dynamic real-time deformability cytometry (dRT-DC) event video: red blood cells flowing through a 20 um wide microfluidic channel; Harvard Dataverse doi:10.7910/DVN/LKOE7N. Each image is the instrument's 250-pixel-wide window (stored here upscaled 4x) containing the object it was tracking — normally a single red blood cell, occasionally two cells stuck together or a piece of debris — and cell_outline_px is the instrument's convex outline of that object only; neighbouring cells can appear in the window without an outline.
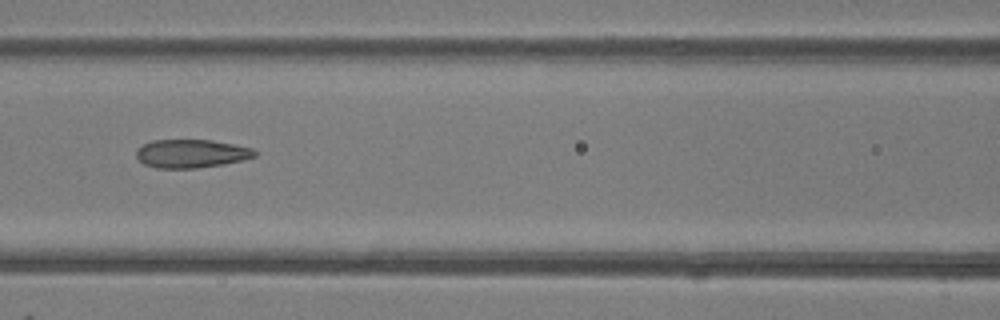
{"species": "common noctule bat (a hibernating species)", "species_latin": "Nyctalus noctula", "temperature_condition": "room temperature", "stored_images_in_passage": 34, "camera_frame_rate_fps": 3000, "um_per_image_px": 0.085, "animal": {"sex": "female"}, "frame": {"image": 1, "passage_image": 7, "time_ms": 2.0, "image_size_px": [1000, 320], "cell_outline_px": [[256, 156], [224, 164], [196, 168], [156, 168], [144, 164], [136, 156], [136, 148], [152, 140], [212, 140], [252, 148], [256, 152]], "centroid_in_image_um": [16.22, 13.05], "position_along_channel_um": 150.4, "area_um2": 19.48}}
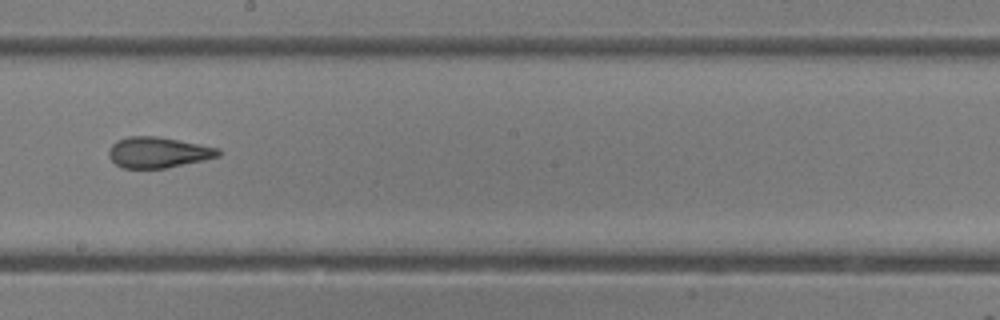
{"frame": {"image": 2, "passage_image": 13, "time_ms": 4.0, "image_size_px": [1000, 320], "cell_outline_px": [[220, 156], [168, 168], [120, 168], [108, 156], [108, 148], [116, 140], [128, 136], [156, 136], [220, 148]], "centroid_in_image_um": [13.4, 12.95], "position_along_channel_um": 234.8, "area_um2": 19.71}}
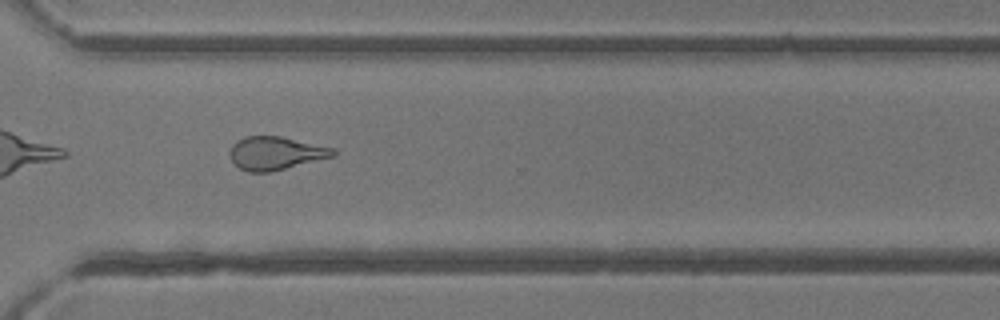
{"frame": {"image": 3, "passage_image": 21, "time_ms": 6.667, "image_size_px": [1000, 320], "cell_outline_px": [[336, 156], [268, 172], [248, 172], [240, 168], [232, 160], [232, 144], [236, 140], [244, 136], [280, 136], [336, 148]], "centroid_in_image_um": [23.48, 13.01], "position_along_channel_um": 347.1, "area_um2": 19.83}, "authors_computed_cell_mechanics": {"area_um2": 20.3167, "velocity_mm_per_s": 4.2403, "shape_relaxation_time_tau1_ms": null, "shape_relaxation_time_tau2_ms": 2.138, "deformation_change_tau1": null, "deformation_change_tau2": 0.1044}}